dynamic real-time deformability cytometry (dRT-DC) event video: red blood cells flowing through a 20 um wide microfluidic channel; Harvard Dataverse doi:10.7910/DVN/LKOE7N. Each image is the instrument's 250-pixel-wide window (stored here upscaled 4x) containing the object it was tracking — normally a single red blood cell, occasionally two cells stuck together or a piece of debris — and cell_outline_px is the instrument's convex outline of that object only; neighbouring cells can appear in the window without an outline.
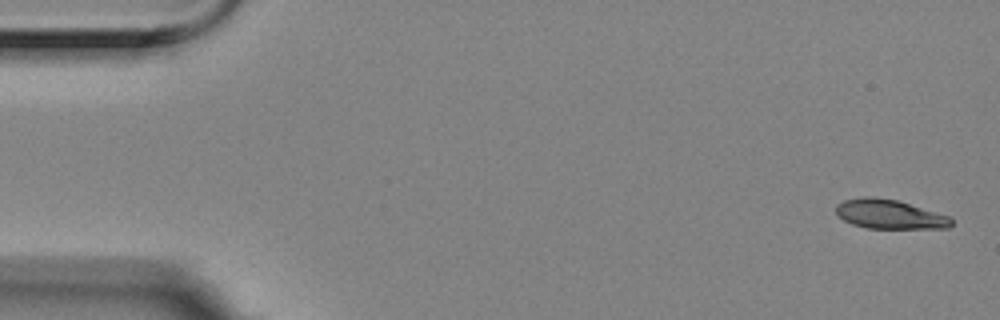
{"species": "Egyptian fruit bat (a non-hibernating species)", "species_latin": "Rousettus aegyptiacus", "temperature_condition": "room temperature", "stored_images_in_passage": 6, "camera_frame_rate_fps": 3000, "um_per_image_px": 0.085, "animal": {"sex": "female"}, "frame": {"image": 1, "passage_image": 1, "time_ms": 0.0, "image_size_px": [1000, 320], "cell_outline_px": [[952, 224], [948, 228], [868, 228], [852, 224], [836, 216], [836, 204], [844, 200], [864, 196], [872, 196], [896, 200], [948, 216], [952, 220]], "centroid_in_image_um": [75.55, 18.21], "position_along_channel_um": 9.5, "area_um2": 19.48}}